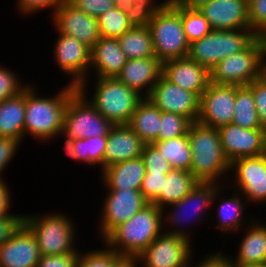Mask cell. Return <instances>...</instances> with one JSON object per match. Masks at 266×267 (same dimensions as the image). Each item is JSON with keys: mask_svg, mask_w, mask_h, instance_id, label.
Returning <instances> with one entry per match:
<instances>
[{"mask_svg": "<svg viewBox=\"0 0 266 267\" xmlns=\"http://www.w3.org/2000/svg\"><path fill=\"white\" fill-rule=\"evenodd\" d=\"M37 85L29 83L25 88L24 139L29 135L34 141L47 144L61 136L68 99L77 87L66 83L55 95L43 97Z\"/></svg>", "mask_w": 266, "mask_h": 267, "instance_id": "obj_1", "label": "cell"}, {"mask_svg": "<svg viewBox=\"0 0 266 267\" xmlns=\"http://www.w3.org/2000/svg\"><path fill=\"white\" fill-rule=\"evenodd\" d=\"M162 232V209L149 203L115 227L101 243L124 259L135 260Z\"/></svg>", "mask_w": 266, "mask_h": 267, "instance_id": "obj_2", "label": "cell"}, {"mask_svg": "<svg viewBox=\"0 0 266 267\" xmlns=\"http://www.w3.org/2000/svg\"><path fill=\"white\" fill-rule=\"evenodd\" d=\"M188 138L192 151L190 172L193 176L199 182L227 184L230 162L224 154L218 129L198 121L192 122Z\"/></svg>", "mask_w": 266, "mask_h": 267, "instance_id": "obj_3", "label": "cell"}, {"mask_svg": "<svg viewBox=\"0 0 266 267\" xmlns=\"http://www.w3.org/2000/svg\"><path fill=\"white\" fill-rule=\"evenodd\" d=\"M220 186L216 182H198L180 201L163 208V232L192 242V227L197 228L204 220H210L213 197Z\"/></svg>", "mask_w": 266, "mask_h": 267, "instance_id": "obj_4", "label": "cell"}, {"mask_svg": "<svg viewBox=\"0 0 266 267\" xmlns=\"http://www.w3.org/2000/svg\"><path fill=\"white\" fill-rule=\"evenodd\" d=\"M93 82L95 83L91 88L94 90L91 92L92 96L88 93V87H77V89L113 125H128L137 105L144 97L116 77H94Z\"/></svg>", "mask_w": 266, "mask_h": 267, "instance_id": "obj_5", "label": "cell"}, {"mask_svg": "<svg viewBox=\"0 0 266 267\" xmlns=\"http://www.w3.org/2000/svg\"><path fill=\"white\" fill-rule=\"evenodd\" d=\"M68 212H46L24 215V224L34 234L40 255L80 253L76 247L77 227ZM76 239V240H75Z\"/></svg>", "mask_w": 266, "mask_h": 267, "instance_id": "obj_6", "label": "cell"}, {"mask_svg": "<svg viewBox=\"0 0 266 267\" xmlns=\"http://www.w3.org/2000/svg\"><path fill=\"white\" fill-rule=\"evenodd\" d=\"M266 72V44L258 36L245 50L221 60L210 70V82L248 86Z\"/></svg>", "mask_w": 266, "mask_h": 267, "instance_id": "obj_7", "label": "cell"}, {"mask_svg": "<svg viewBox=\"0 0 266 267\" xmlns=\"http://www.w3.org/2000/svg\"><path fill=\"white\" fill-rule=\"evenodd\" d=\"M156 57L163 63L188 57L189 43L182 24V7L166 3L148 25Z\"/></svg>", "mask_w": 266, "mask_h": 267, "instance_id": "obj_8", "label": "cell"}, {"mask_svg": "<svg viewBox=\"0 0 266 267\" xmlns=\"http://www.w3.org/2000/svg\"><path fill=\"white\" fill-rule=\"evenodd\" d=\"M257 37L250 28L211 30L189 44L188 57L210 71L221 60L245 50Z\"/></svg>", "mask_w": 266, "mask_h": 267, "instance_id": "obj_9", "label": "cell"}, {"mask_svg": "<svg viewBox=\"0 0 266 267\" xmlns=\"http://www.w3.org/2000/svg\"><path fill=\"white\" fill-rule=\"evenodd\" d=\"M113 126L77 89L68 99L61 138L65 144L78 138L108 136Z\"/></svg>", "mask_w": 266, "mask_h": 267, "instance_id": "obj_10", "label": "cell"}, {"mask_svg": "<svg viewBox=\"0 0 266 267\" xmlns=\"http://www.w3.org/2000/svg\"><path fill=\"white\" fill-rule=\"evenodd\" d=\"M229 174L226 185L239 191L251 207L266 204V153L232 161Z\"/></svg>", "mask_w": 266, "mask_h": 267, "instance_id": "obj_11", "label": "cell"}, {"mask_svg": "<svg viewBox=\"0 0 266 267\" xmlns=\"http://www.w3.org/2000/svg\"><path fill=\"white\" fill-rule=\"evenodd\" d=\"M98 220V238L102 240L119 224L130 220L149 202L140 190H106ZM100 234V235H99Z\"/></svg>", "mask_w": 266, "mask_h": 267, "instance_id": "obj_12", "label": "cell"}, {"mask_svg": "<svg viewBox=\"0 0 266 267\" xmlns=\"http://www.w3.org/2000/svg\"><path fill=\"white\" fill-rule=\"evenodd\" d=\"M193 242L162 232L135 260L138 267H189Z\"/></svg>", "mask_w": 266, "mask_h": 267, "instance_id": "obj_13", "label": "cell"}, {"mask_svg": "<svg viewBox=\"0 0 266 267\" xmlns=\"http://www.w3.org/2000/svg\"><path fill=\"white\" fill-rule=\"evenodd\" d=\"M54 42L53 60L58 65L60 73L64 74L67 84L78 87L88 78L91 66V49L77 39L57 33ZM55 58V59H54ZM67 75V76H66ZM70 79V80H69Z\"/></svg>", "mask_w": 266, "mask_h": 267, "instance_id": "obj_14", "label": "cell"}, {"mask_svg": "<svg viewBox=\"0 0 266 267\" xmlns=\"http://www.w3.org/2000/svg\"><path fill=\"white\" fill-rule=\"evenodd\" d=\"M224 187H226L228 190H231V192L233 191L234 193L232 192L231 196L223 195L225 194L224 192H226L225 190H227ZM212 204L214 205L217 204L215 205L217 207L215 208V206H212V210L213 209H216V210L214 211L215 216L211 215L212 219H210V221L216 222V224L214 222V224L212 225H215L216 226L215 228L217 229V231L220 232L221 239L222 237H225L227 235L229 236H231V234L234 235V233L237 234L240 232L241 234H243L241 230L247 225H249L257 217L256 215V216H252V218L251 217L248 218L247 210H245L247 209L246 207L249 206L248 202L240 194L239 191H235V190L228 188V185L226 184L225 186L224 184L221 185L216 190V193L213 197ZM245 213L246 215H244ZM223 234L225 236H223Z\"/></svg>", "mask_w": 266, "mask_h": 267, "instance_id": "obj_15", "label": "cell"}, {"mask_svg": "<svg viewBox=\"0 0 266 267\" xmlns=\"http://www.w3.org/2000/svg\"><path fill=\"white\" fill-rule=\"evenodd\" d=\"M236 99V85L210 82L200 96L197 121L203 125L219 128L232 123Z\"/></svg>", "mask_w": 266, "mask_h": 267, "instance_id": "obj_16", "label": "cell"}, {"mask_svg": "<svg viewBox=\"0 0 266 267\" xmlns=\"http://www.w3.org/2000/svg\"><path fill=\"white\" fill-rule=\"evenodd\" d=\"M51 18L55 32L71 36L90 49L101 37L96 17L75 8L67 0L61 1Z\"/></svg>", "mask_w": 266, "mask_h": 267, "instance_id": "obj_17", "label": "cell"}, {"mask_svg": "<svg viewBox=\"0 0 266 267\" xmlns=\"http://www.w3.org/2000/svg\"><path fill=\"white\" fill-rule=\"evenodd\" d=\"M147 98L162 112L182 115L191 122H196L198 119L200 97L173 84L163 75Z\"/></svg>", "mask_w": 266, "mask_h": 267, "instance_id": "obj_18", "label": "cell"}, {"mask_svg": "<svg viewBox=\"0 0 266 267\" xmlns=\"http://www.w3.org/2000/svg\"><path fill=\"white\" fill-rule=\"evenodd\" d=\"M221 145L229 162L266 153V130L245 129L233 123L218 128Z\"/></svg>", "mask_w": 266, "mask_h": 267, "instance_id": "obj_19", "label": "cell"}, {"mask_svg": "<svg viewBox=\"0 0 266 267\" xmlns=\"http://www.w3.org/2000/svg\"><path fill=\"white\" fill-rule=\"evenodd\" d=\"M198 10L209 21L212 30L250 28L248 0H210Z\"/></svg>", "mask_w": 266, "mask_h": 267, "instance_id": "obj_20", "label": "cell"}, {"mask_svg": "<svg viewBox=\"0 0 266 267\" xmlns=\"http://www.w3.org/2000/svg\"><path fill=\"white\" fill-rule=\"evenodd\" d=\"M40 256L34 234L23 223L0 247V267H36Z\"/></svg>", "mask_w": 266, "mask_h": 267, "instance_id": "obj_21", "label": "cell"}, {"mask_svg": "<svg viewBox=\"0 0 266 267\" xmlns=\"http://www.w3.org/2000/svg\"><path fill=\"white\" fill-rule=\"evenodd\" d=\"M162 75L173 84L196 93L199 97L210 83V71L189 57L163 62Z\"/></svg>", "mask_w": 266, "mask_h": 267, "instance_id": "obj_22", "label": "cell"}, {"mask_svg": "<svg viewBox=\"0 0 266 267\" xmlns=\"http://www.w3.org/2000/svg\"><path fill=\"white\" fill-rule=\"evenodd\" d=\"M126 60L127 58L120 48L118 38L100 37L91 48L89 76L78 87H89L91 84L89 83V78L92 77L90 75H93L91 73H94L95 77L101 78L117 77Z\"/></svg>", "mask_w": 266, "mask_h": 267, "instance_id": "obj_23", "label": "cell"}, {"mask_svg": "<svg viewBox=\"0 0 266 267\" xmlns=\"http://www.w3.org/2000/svg\"><path fill=\"white\" fill-rule=\"evenodd\" d=\"M163 73V63L157 57L127 59L117 79L143 97H148Z\"/></svg>", "mask_w": 266, "mask_h": 267, "instance_id": "obj_24", "label": "cell"}, {"mask_svg": "<svg viewBox=\"0 0 266 267\" xmlns=\"http://www.w3.org/2000/svg\"><path fill=\"white\" fill-rule=\"evenodd\" d=\"M145 145L128 125H114L107 136L104 168L140 157Z\"/></svg>", "mask_w": 266, "mask_h": 267, "instance_id": "obj_25", "label": "cell"}, {"mask_svg": "<svg viewBox=\"0 0 266 267\" xmlns=\"http://www.w3.org/2000/svg\"><path fill=\"white\" fill-rule=\"evenodd\" d=\"M145 173V165L140 156L104 168L100 172V181L104 184L103 190H140Z\"/></svg>", "mask_w": 266, "mask_h": 267, "instance_id": "obj_26", "label": "cell"}, {"mask_svg": "<svg viewBox=\"0 0 266 267\" xmlns=\"http://www.w3.org/2000/svg\"><path fill=\"white\" fill-rule=\"evenodd\" d=\"M256 217L249 225L244 227L243 236L240 239L238 252L229 258L232 262L255 264L265 266L266 262V222ZM248 228V229H247ZM248 230V231H246Z\"/></svg>", "mask_w": 266, "mask_h": 267, "instance_id": "obj_27", "label": "cell"}, {"mask_svg": "<svg viewBox=\"0 0 266 267\" xmlns=\"http://www.w3.org/2000/svg\"><path fill=\"white\" fill-rule=\"evenodd\" d=\"M107 136L78 138L67 141L62 148L68 158L75 162L89 165L98 170L104 169V155L106 152ZM100 167V168H99Z\"/></svg>", "mask_w": 266, "mask_h": 267, "instance_id": "obj_28", "label": "cell"}, {"mask_svg": "<svg viewBox=\"0 0 266 267\" xmlns=\"http://www.w3.org/2000/svg\"><path fill=\"white\" fill-rule=\"evenodd\" d=\"M25 89L19 95L0 101V137L24 140Z\"/></svg>", "mask_w": 266, "mask_h": 267, "instance_id": "obj_29", "label": "cell"}, {"mask_svg": "<svg viewBox=\"0 0 266 267\" xmlns=\"http://www.w3.org/2000/svg\"><path fill=\"white\" fill-rule=\"evenodd\" d=\"M161 110L149 98L144 97L137 105L128 126L146 144L158 141Z\"/></svg>", "mask_w": 266, "mask_h": 267, "instance_id": "obj_30", "label": "cell"}, {"mask_svg": "<svg viewBox=\"0 0 266 267\" xmlns=\"http://www.w3.org/2000/svg\"><path fill=\"white\" fill-rule=\"evenodd\" d=\"M199 181L186 170L172 169L164 179L163 190L153 202L160 209L180 201L196 186Z\"/></svg>", "mask_w": 266, "mask_h": 267, "instance_id": "obj_31", "label": "cell"}, {"mask_svg": "<svg viewBox=\"0 0 266 267\" xmlns=\"http://www.w3.org/2000/svg\"><path fill=\"white\" fill-rule=\"evenodd\" d=\"M118 42L127 59L156 57L148 26L132 27L118 38Z\"/></svg>", "mask_w": 266, "mask_h": 267, "instance_id": "obj_32", "label": "cell"}, {"mask_svg": "<svg viewBox=\"0 0 266 267\" xmlns=\"http://www.w3.org/2000/svg\"><path fill=\"white\" fill-rule=\"evenodd\" d=\"M169 162L173 169L190 172L192 165V151L187 135L173 139L158 140L152 143Z\"/></svg>", "mask_w": 266, "mask_h": 267, "instance_id": "obj_33", "label": "cell"}, {"mask_svg": "<svg viewBox=\"0 0 266 267\" xmlns=\"http://www.w3.org/2000/svg\"><path fill=\"white\" fill-rule=\"evenodd\" d=\"M232 123L245 129L262 128L252 90L248 86L236 85V99Z\"/></svg>", "mask_w": 266, "mask_h": 267, "instance_id": "obj_34", "label": "cell"}, {"mask_svg": "<svg viewBox=\"0 0 266 267\" xmlns=\"http://www.w3.org/2000/svg\"><path fill=\"white\" fill-rule=\"evenodd\" d=\"M96 19L101 37L119 38L133 27L128 20L125 9L118 6L106 11Z\"/></svg>", "mask_w": 266, "mask_h": 267, "instance_id": "obj_35", "label": "cell"}, {"mask_svg": "<svg viewBox=\"0 0 266 267\" xmlns=\"http://www.w3.org/2000/svg\"><path fill=\"white\" fill-rule=\"evenodd\" d=\"M95 250H80L77 267H117L124 258L115 251L109 249L105 244ZM104 246V247H103Z\"/></svg>", "mask_w": 266, "mask_h": 267, "instance_id": "obj_36", "label": "cell"}, {"mask_svg": "<svg viewBox=\"0 0 266 267\" xmlns=\"http://www.w3.org/2000/svg\"><path fill=\"white\" fill-rule=\"evenodd\" d=\"M161 0H136L125 9L130 24L148 26L152 17L167 3Z\"/></svg>", "mask_w": 266, "mask_h": 267, "instance_id": "obj_37", "label": "cell"}, {"mask_svg": "<svg viewBox=\"0 0 266 267\" xmlns=\"http://www.w3.org/2000/svg\"><path fill=\"white\" fill-rule=\"evenodd\" d=\"M182 24L189 44L200 40L212 30L209 21L198 9L182 7Z\"/></svg>", "mask_w": 266, "mask_h": 267, "instance_id": "obj_38", "label": "cell"}, {"mask_svg": "<svg viewBox=\"0 0 266 267\" xmlns=\"http://www.w3.org/2000/svg\"><path fill=\"white\" fill-rule=\"evenodd\" d=\"M191 124L192 122L182 115L161 112L158 140L173 139L187 135Z\"/></svg>", "mask_w": 266, "mask_h": 267, "instance_id": "obj_39", "label": "cell"}, {"mask_svg": "<svg viewBox=\"0 0 266 267\" xmlns=\"http://www.w3.org/2000/svg\"><path fill=\"white\" fill-rule=\"evenodd\" d=\"M7 67L0 64V101L19 95L29 85V83L22 82L23 80L19 74L15 73V70Z\"/></svg>", "mask_w": 266, "mask_h": 267, "instance_id": "obj_40", "label": "cell"}, {"mask_svg": "<svg viewBox=\"0 0 266 267\" xmlns=\"http://www.w3.org/2000/svg\"><path fill=\"white\" fill-rule=\"evenodd\" d=\"M146 173L168 174L173 168L153 144H146L141 154Z\"/></svg>", "mask_w": 266, "mask_h": 267, "instance_id": "obj_41", "label": "cell"}, {"mask_svg": "<svg viewBox=\"0 0 266 267\" xmlns=\"http://www.w3.org/2000/svg\"><path fill=\"white\" fill-rule=\"evenodd\" d=\"M250 29L258 36L266 35V0H248Z\"/></svg>", "mask_w": 266, "mask_h": 267, "instance_id": "obj_42", "label": "cell"}, {"mask_svg": "<svg viewBox=\"0 0 266 267\" xmlns=\"http://www.w3.org/2000/svg\"><path fill=\"white\" fill-rule=\"evenodd\" d=\"M248 87L253 93L261 127L266 130V72L260 78L253 80Z\"/></svg>", "mask_w": 266, "mask_h": 267, "instance_id": "obj_43", "label": "cell"}, {"mask_svg": "<svg viewBox=\"0 0 266 267\" xmlns=\"http://www.w3.org/2000/svg\"><path fill=\"white\" fill-rule=\"evenodd\" d=\"M62 0H16V9L19 15H23L25 18L39 13V11H46L50 9L51 14L61 4ZM29 15V16H28Z\"/></svg>", "mask_w": 266, "mask_h": 267, "instance_id": "obj_44", "label": "cell"}, {"mask_svg": "<svg viewBox=\"0 0 266 267\" xmlns=\"http://www.w3.org/2000/svg\"><path fill=\"white\" fill-rule=\"evenodd\" d=\"M166 176L167 174L145 173L140 191L149 203H153L159 197Z\"/></svg>", "mask_w": 266, "mask_h": 267, "instance_id": "obj_45", "label": "cell"}, {"mask_svg": "<svg viewBox=\"0 0 266 267\" xmlns=\"http://www.w3.org/2000/svg\"><path fill=\"white\" fill-rule=\"evenodd\" d=\"M75 8L87 15L98 17L116 7L113 0H67Z\"/></svg>", "mask_w": 266, "mask_h": 267, "instance_id": "obj_46", "label": "cell"}, {"mask_svg": "<svg viewBox=\"0 0 266 267\" xmlns=\"http://www.w3.org/2000/svg\"><path fill=\"white\" fill-rule=\"evenodd\" d=\"M80 253L41 255L36 267H77Z\"/></svg>", "mask_w": 266, "mask_h": 267, "instance_id": "obj_47", "label": "cell"}, {"mask_svg": "<svg viewBox=\"0 0 266 267\" xmlns=\"http://www.w3.org/2000/svg\"><path fill=\"white\" fill-rule=\"evenodd\" d=\"M19 146H21V143L18 140L0 137V180L5 179L2 174L10 162L14 160L17 151H19Z\"/></svg>", "mask_w": 266, "mask_h": 267, "instance_id": "obj_48", "label": "cell"}, {"mask_svg": "<svg viewBox=\"0 0 266 267\" xmlns=\"http://www.w3.org/2000/svg\"><path fill=\"white\" fill-rule=\"evenodd\" d=\"M24 215V213L16 214L13 212V214L8 217L0 218V247L7 242L24 223Z\"/></svg>", "mask_w": 266, "mask_h": 267, "instance_id": "obj_49", "label": "cell"}, {"mask_svg": "<svg viewBox=\"0 0 266 267\" xmlns=\"http://www.w3.org/2000/svg\"><path fill=\"white\" fill-rule=\"evenodd\" d=\"M193 257L189 267H232V260L229 258V255L224 254L222 251H214L203 256L202 259L197 260L198 262H193ZM195 263V265H194Z\"/></svg>", "mask_w": 266, "mask_h": 267, "instance_id": "obj_50", "label": "cell"}, {"mask_svg": "<svg viewBox=\"0 0 266 267\" xmlns=\"http://www.w3.org/2000/svg\"><path fill=\"white\" fill-rule=\"evenodd\" d=\"M9 184L6 180H0V218L8 217L13 213L10 212L12 208V192L11 188L8 186Z\"/></svg>", "mask_w": 266, "mask_h": 267, "instance_id": "obj_51", "label": "cell"}, {"mask_svg": "<svg viewBox=\"0 0 266 267\" xmlns=\"http://www.w3.org/2000/svg\"><path fill=\"white\" fill-rule=\"evenodd\" d=\"M210 0H174L171 2L176 7H184L188 9H198Z\"/></svg>", "mask_w": 266, "mask_h": 267, "instance_id": "obj_52", "label": "cell"}, {"mask_svg": "<svg viewBox=\"0 0 266 267\" xmlns=\"http://www.w3.org/2000/svg\"><path fill=\"white\" fill-rule=\"evenodd\" d=\"M113 1L115 2L116 6L122 8V9H126L136 0H113Z\"/></svg>", "mask_w": 266, "mask_h": 267, "instance_id": "obj_53", "label": "cell"}, {"mask_svg": "<svg viewBox=\"0 0 266 267\" xmlns=\"http://www.w3.org/2000/svg\"><path fill=\"white\" fill-rule=\"evenodd\" d=\"M117 267H138L136 260L124 259Z\"/></svg>", "mask_w": 266, "mask_h": 267, "instance_id": "obj_54", "label": "cell"}, {"mask_svg": "<svg viewBox=\"0 0 266 267\" xmlns=\"http://www.w3.org/2000/svg\"><path fill=\"white\" fill-rule=\"evenodd\" d=\"M232 267H265L262 265L232 262Z\"/></svg>", "mask_w": 266, "mask_h": 267, "instance_id": "obj_55", "label": "cell"}, {"mask_svg": "<svg viewBox=\"0 0 266 267\" xmlns=\"http://www.w3.org/2000/svg\"><path fill=\"white\" fill-rule=\"evenodd\" d=\"M164 1H166L167 3H171V2H173L174 0H164Z\"/></svg>", "mask_w": 266, "mask_h": 267, "instance_id": "obj_56", "label": "cell"}]
</instances>
